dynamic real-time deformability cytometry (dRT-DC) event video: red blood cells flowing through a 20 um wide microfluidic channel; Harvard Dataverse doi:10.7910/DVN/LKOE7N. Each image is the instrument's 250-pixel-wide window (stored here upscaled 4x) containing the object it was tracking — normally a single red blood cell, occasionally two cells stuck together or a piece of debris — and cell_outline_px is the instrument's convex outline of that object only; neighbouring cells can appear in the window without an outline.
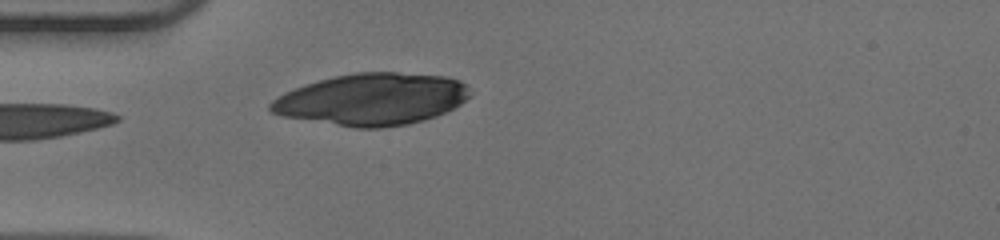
{"species": "human", "species_latin": "Homo sapiens", "temperature_condition": "warm", "stored_images_in_passage": 24, "camera_frame_rate_fps": 3000, "um_per_image_px": 0.085, "donor": {"sex": "male"}, "frame": {"image": 1, "passage_image": 1, "time_ms": 0.0, "image_size_px": [1000, 240], "cell_outline_px": [[468, 96], [460, 104], [436, 116], [424, 120], [408, 124], [384, 128], [356, 128], [280, 116], [272, 112], [268, 108], [268, 104], [272, 100], [284, 92], [304, 84], [332, 76], [356, 72], [396, 72], [444, 76], [460, 80], [464, 84]], "centroid_in_image_um": [31.54, 8.44], "position_along_channel_um": 53.5, "area_um2": 60.23}}
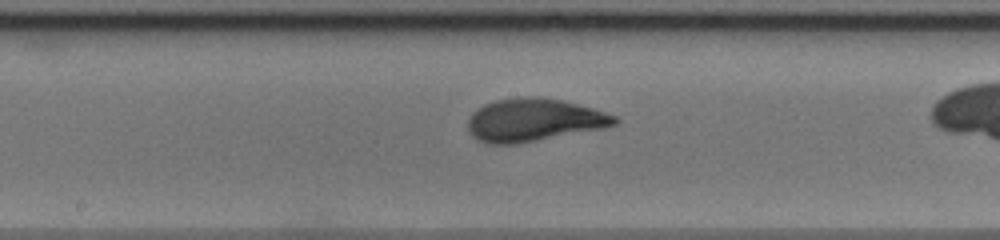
{"frame": {"image": 2, "passage_image": 10, "time_ms": 3.0, "image_size_px": [1000, 240], "cell_outline_px": [[620, 120], [616, 124], [604, 128], [516, 144], [488, 144], [472, 136], [468, 132], [468, 120], [472, 112], [476, 108], [484, 104], [496, 100], [520, 96], [536, 96], [560, 100], [592, 108], [616, 116]], "centroid_in_image_um": [45.34, 10.2], "position_along_channel_um": 202.9, "area_um2": 36.65}}
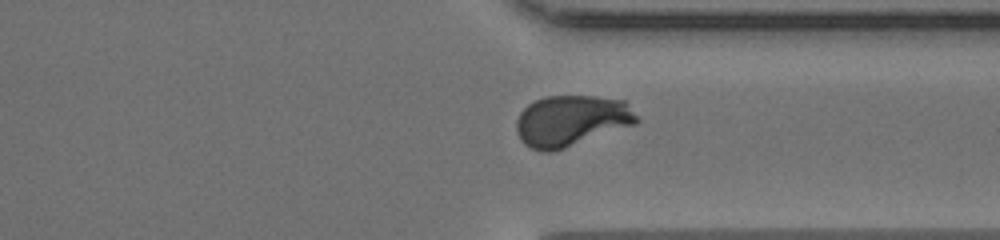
{"frame": {"image": 3, "passage_image": 22, "time_ms": 7.0, "image_size_px": [1000, 240], "cell_outline_px": [[640, 120], [636, 124], [552, 152], [544, 152], [532, 148], [524, 144], [520, 140], [516, 132], [516, 120], [520, 112], [528, 104], [544, 96], [596, 96], [624, 100], [628, 104]], "centroid_in_image_um": [48.54, 10.26], "position_along_channel_um": 362.9, "area_um2": 35.84}}